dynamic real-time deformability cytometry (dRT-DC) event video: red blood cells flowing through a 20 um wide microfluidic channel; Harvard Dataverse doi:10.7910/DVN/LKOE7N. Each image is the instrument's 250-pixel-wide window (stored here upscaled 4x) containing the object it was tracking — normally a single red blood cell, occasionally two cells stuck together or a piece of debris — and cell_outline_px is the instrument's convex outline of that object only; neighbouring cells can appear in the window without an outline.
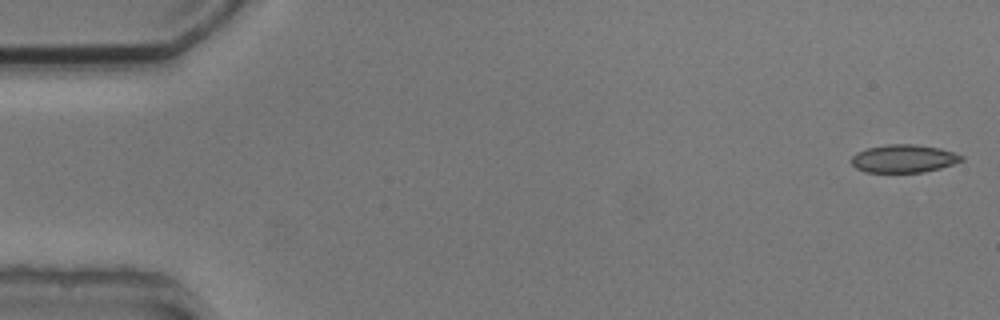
{"species": "common noctule bat (a hibernating species)", "species_latin": "Nyctalus noctula", "temperature_condition": "cold", "stored_images_in_passage": 6, "camera_frame_rate_fps": 3000, "um_per_image_px": 0.085, "animal": {"sex": "male", "body_mass_g": 20.5, "forearm_length_mm": 52.5}, "frame": {"image": 1, "passage_image": 1, "time_ms": 0.0, "image_size_px": [1000, 320], "cell_outline_px": [[964, 160], [940, 168], [924, 172], [864, 172], [856, 168], [852, 164], [852, 156], [856, 152], [868, 148], [888, 144], [912, 144], [940, 148], [964, 156]], "centroid_in_image_um": [76.81, 13.48], "position_along_channel_um": 8.2, "area_um2": 17.86}}
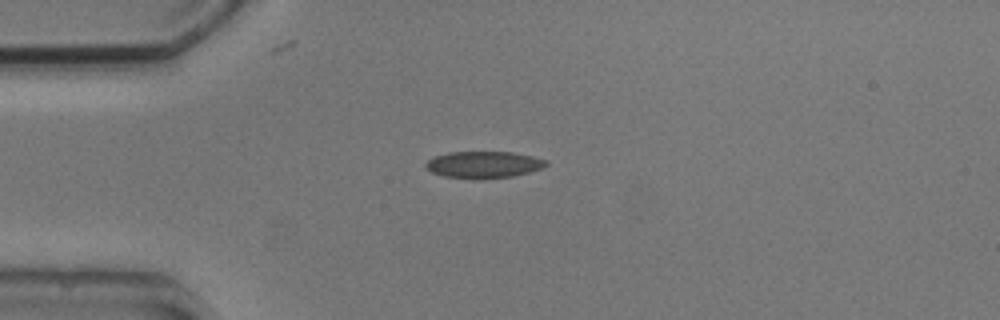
{"frame": {"image": 2, "passage_image": 4, "time_ms": 4.0, "image_size_px": [1000, 320], "cell_outline_px": [[548, 164], [544, 168], [512, 176], [476, 180], [472, 180], [444, 176], [432, 172], [424, 168], [424, 164], [432, 156], [448, 152], [512, 152], [532, 156], [548, 160]], "centroid_in_image_um": [41.07, 14.0], "position_along_channel_um": 43.9, "area_um2": 19.13}}
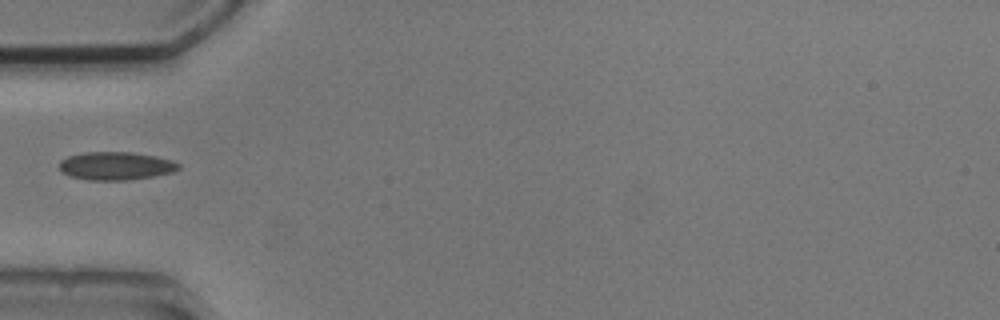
{"frame": {"image": 3, "passage_image": 5, "time_ms": 5.333, "image_size_px": [1000, 320], "cell_outline_px": [[180, 168], [172, 172], [152, 176], [124, 180], [88, 180], [72, 176], [64, 172], [60, 168], [60, 160], [68, 156], [84, 152], [132, 152], [156, 156], [172, 160], [180, 164]], "centroid_in_image_um": [9.86, 14.09], "position_along_channel_um": 75.1, "area_um2": 19.36}}